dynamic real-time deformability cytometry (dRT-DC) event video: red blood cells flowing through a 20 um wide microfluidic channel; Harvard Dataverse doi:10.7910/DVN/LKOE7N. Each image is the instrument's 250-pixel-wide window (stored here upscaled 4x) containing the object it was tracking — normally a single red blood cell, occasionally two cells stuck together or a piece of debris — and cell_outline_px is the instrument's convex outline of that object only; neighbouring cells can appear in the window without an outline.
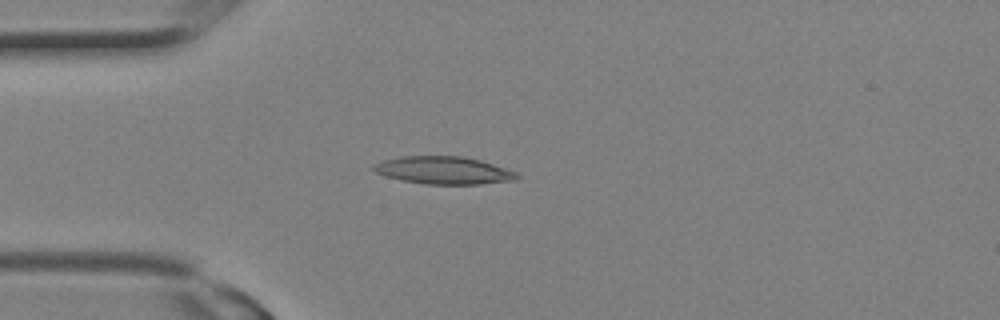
{"species": "Egyptian fruit bat (a non-hibernating species)", "species_latin": "Rousettus aegyptiacus", "temperature_condition": "room temperature", "stored_images_in_passage": 2, "camera_frame_rate_fps": 3000, "um_per_image_px": 0.085, "animal": {"sex": "female"}, "frame": {"image": 1, "passage_image": 2, "time_ms": 0.333, "image_size_px": [1000, 320], "cell_outline_px": [[520, 176], [516, 180], [480, 184], [424, 184], [384, 176], [376, 172], [372, 168], [372, 164], [384, 160], [400, 156], [464, 156], [480, 160], [516, 172]], "centroid_in_image_um": [37.69, 14.47], "position_along_channel_um": 47.3, "area_um2": 23.0}}